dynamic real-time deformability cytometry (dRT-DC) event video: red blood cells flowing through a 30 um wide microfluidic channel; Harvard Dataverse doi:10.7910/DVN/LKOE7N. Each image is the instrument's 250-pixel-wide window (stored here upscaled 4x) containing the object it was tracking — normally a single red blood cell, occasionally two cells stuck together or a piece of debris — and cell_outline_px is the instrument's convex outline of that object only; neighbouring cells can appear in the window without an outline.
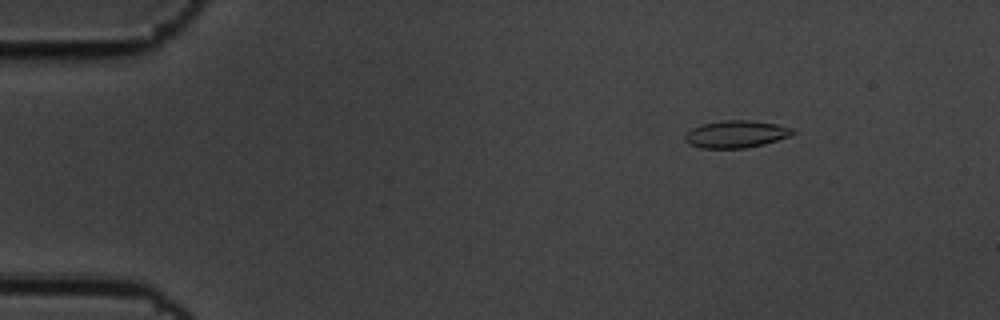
{"species": "common noctule bat (a hibernating species)", "species_latin": "Nyctalus noctula", "temperature_condition": "cold", "stored_images_in_passage": 11, "camera_frame_rate_fps": 3000, "um_per_image_px": 0.085, "animal": {"sex": "male", "body_mass_g": 19.5, "forearm_length_mm": 54.6}, "frame": {"image": 1, "passage_image": 2, "time_ms": 0.333, "image_size_px": [1000, 320], "cell_outline_px": [[796, 132], [788, 136], [764, 144], [744, 148], [700, 148], [688, 144], [684, 140], [684, 136], [692, 128], [700, 124], [724, 120], [748, 120], [776, 124], [792, 128]], "centroid_in_image_um": [62.52, 11.4], "position_along_channel_um": 22.5, "area_um2": 17.05}}